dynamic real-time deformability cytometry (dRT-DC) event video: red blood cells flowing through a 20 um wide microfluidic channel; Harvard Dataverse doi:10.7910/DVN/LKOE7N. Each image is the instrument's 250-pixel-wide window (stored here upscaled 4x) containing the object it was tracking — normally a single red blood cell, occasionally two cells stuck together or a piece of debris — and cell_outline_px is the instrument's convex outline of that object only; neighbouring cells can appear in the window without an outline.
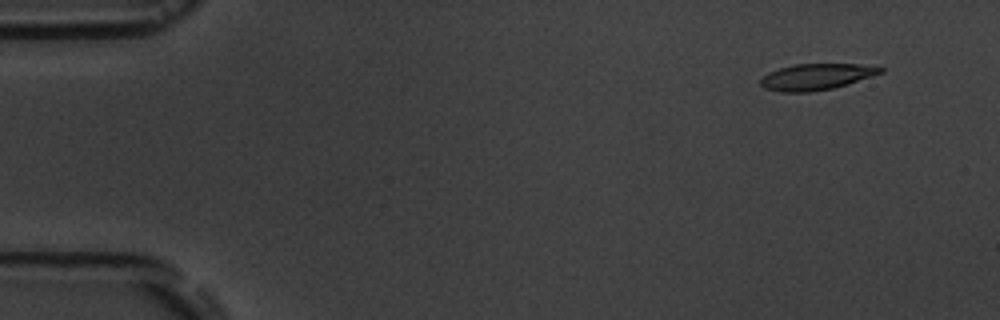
{"species": "common noctule bat (a hibernating species)", "species_latin": "Nyctalus noctula", "temperature_condition": "room temperature", "stored_images_in_passage": 5, "camera_frame_rate_fps": 3000, "um_per_image_px": 0.085, "animal": {"sex": "male", "body_mass_g": 19.5, "forearm_length_mm": 54.6}, "frame": {"image": 1, "passage_image": 2, "time_ms": 1.0, "image_size_px": [1000, 320], "cell_outline_px": [[884, 72], [848, 84], [832, 88], [808, 92], [780, 92], [764, 88], [760, 84], [760, 80], [768, 72], [780, 68], [796, 64], [880, 64], [884, 68]], "centroid_in_image_um": [69.46, 6.51], "position_along_channel_um": 15.5, "area_um2": 18.5}}
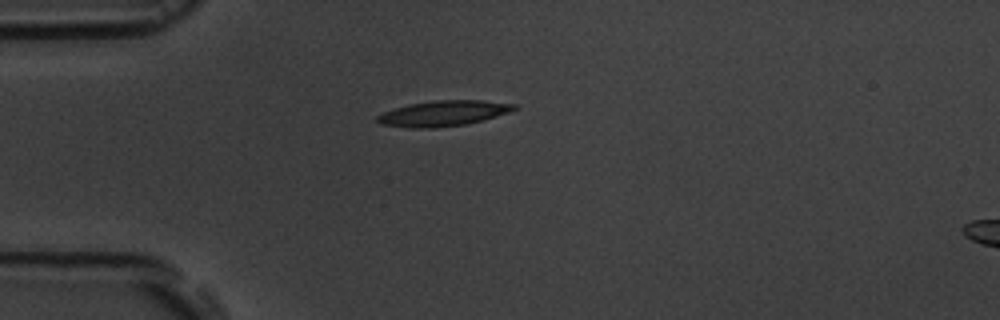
{"frame": {"image": 2, "passage_image": 4, "time_ms": 4.333, "image_size_px": [1000, 320], "cell_outline_px": [[516, 108], [508, 112], [496, 116], [464, 124], [432, 128], [412, 128], [380, 124], [376, 120], [376, 116], [384, 112], [408, 104], [436, 100], [484, 100], [516, 104]], "centroid_in_image_um": [37.65, 9.63], "position_along_channel_um": 47.3, "area_um2": 20.06}}